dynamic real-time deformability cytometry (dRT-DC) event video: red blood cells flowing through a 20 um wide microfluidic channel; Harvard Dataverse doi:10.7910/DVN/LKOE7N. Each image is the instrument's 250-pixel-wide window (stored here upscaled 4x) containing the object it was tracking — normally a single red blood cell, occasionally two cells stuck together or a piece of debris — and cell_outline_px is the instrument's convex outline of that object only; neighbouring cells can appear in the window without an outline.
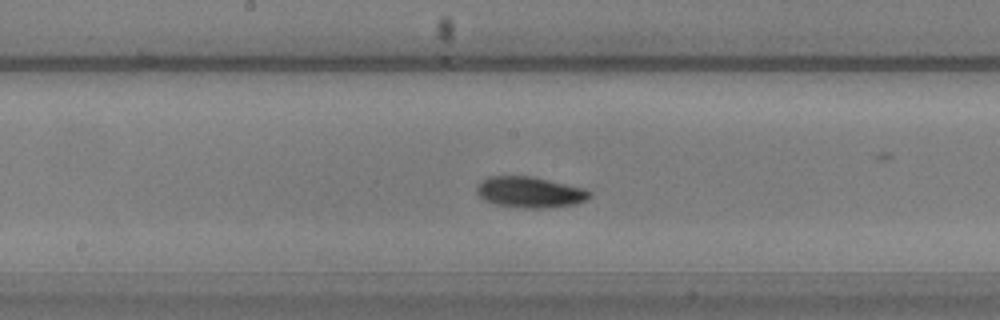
{"species": "common noctule bat (a hibernating species)", "species_latin": "Nyctalus noctula", "temperature_condition": "warm", "stored_images_in_passage": 36, "camera_frame_rate_fps": 3000, "um_per_image_px": 0.085, "animal": {"sex": "male", "body_mass_g": 20.5, "forearm_length_mm": 52.5}, "frame": {"image": 1, "passage_image": 10, "time_ms": 3.0, "image_size_px": [1000, 320], "cell_outline_px": [[592, 196], [576, 204], [544, 208], [516, 208], [496, 204], [484, 200], [476, 192], [476, 188], [488, 176], [532, 176], [588, 188], [592, 192]], "centroid_in_image_um": [45.09, 16.34], "position_along_channel_um": 203.1, "area_um2": 20.58}}
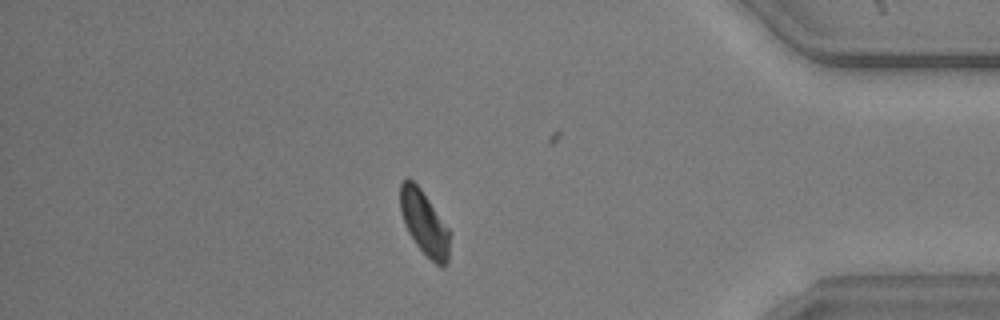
{"frame": {"image": 2, "passage_image": 28, "time_ms": 9.0, "image_size_px": [1000, 320], "cell_outline_px": [[452, 232], [448, 264], [444, 268], [436, 264], [416, 244], [408, 232], [404, 224], [400, 212], [400, 184], [408, 176], [420, 188]], "centroid_in_image_um": [36.1, 18.98], "position_along_channel_um": 399.1, "area_um2": 18.84}}
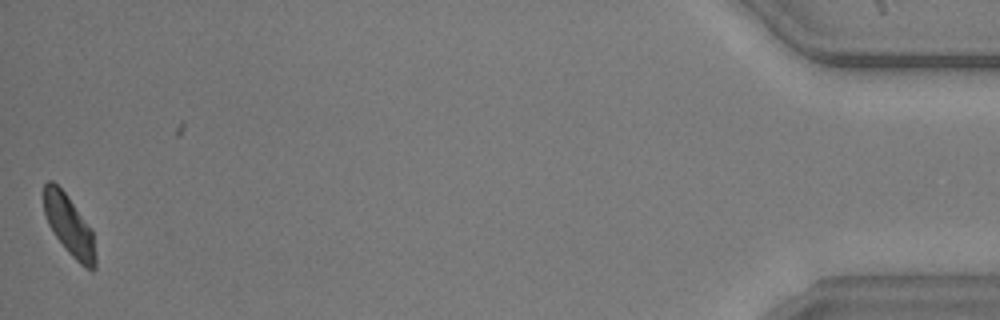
{"frame": {"image": 3, "passage_image": 35, "time_ms": 11.333, "image_size_px": [1000, 320], "cell_outline_px": [[96, 268], [92, 272], [80, 264], [68, 252], [56, 236], [48, 224], [44, 212], [44, 184], [48, 180], [52, 180], [68, 196], [92, 228], [96, 256]], "centroid_in_image_um": [5.91, 19.18], "position_along_channel_um": 429.3, "area_um2": 18.21}, "authors_computed_cell_mechanics": {"area_um2": 19.1896, "velocity_mm_per_s": 3.8254, "shape_relaxation_time_tau1_ms": 1.4716, "shape_relaxation_time_tau2_ms": null, "deformation_change_tau1": 0.1076, "deformation_change_tau2": null}}